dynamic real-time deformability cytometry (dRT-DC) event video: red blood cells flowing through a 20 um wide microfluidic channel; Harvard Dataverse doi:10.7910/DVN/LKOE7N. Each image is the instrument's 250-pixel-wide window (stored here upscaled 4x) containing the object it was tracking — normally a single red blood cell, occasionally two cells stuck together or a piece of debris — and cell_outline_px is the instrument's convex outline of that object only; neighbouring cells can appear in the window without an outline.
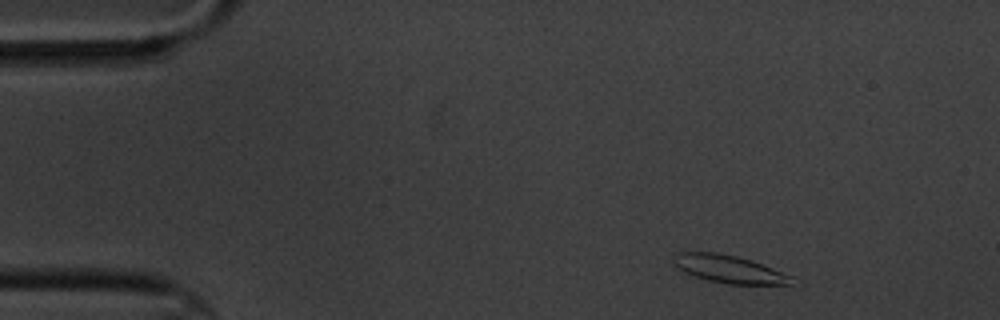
{"species": "common noctule bat (a hibernating species)", "species_latin": "Nyctalus noctula", "temperature_condition": "cold", "stored_images_in_passage": 4, "camera_frame_rate_fps": 3000, "um_per_image_px": 0.085, "animal": {"sex": "male", "body_mass_g": 20.1, "forearm_length_mm": 53.5}, "frame": {"image": 1, "passage_image": 1, "time_ms": 0.0, "image_size_px": [1000, 320], "cell_outline_px": [[796, 280], [792, 284], [728, 284], [708, 280], [684, 272], [672, 260], [680, 252], [716, 252], [736, 256], [752, 260], [792, 276]], "centroid_in_image_um": [62.02, 22.87], "position_along_channel_um": 23.0, "area_um2": 18.79}}
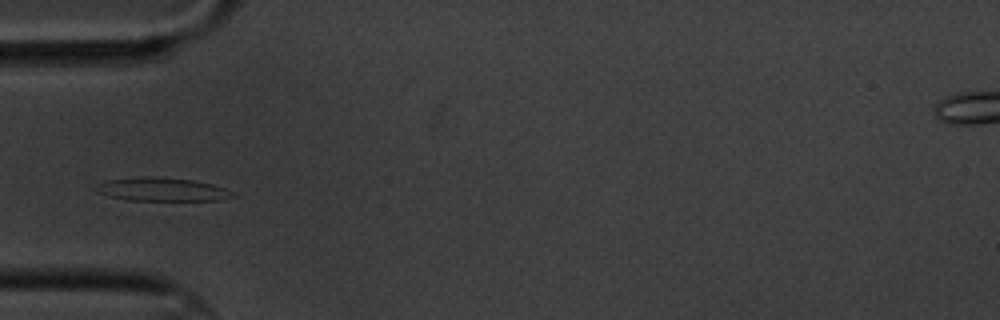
{"frame": {"image": 2, "passage_image": 4, "time_ms": 3.667, "image_size_px": [1000, 320], "cell_outline_px": [[236, 196], [220, 200], [128, 200], [108, 196], [96, 192], [92, 188], [96, 184], [104, 180], [144, 176], [156, 176], [192, 180], [212, 184], [224, 188], [232, 192]], "centroid_in_image_um": [13.69, 16.09], "position_along_channel_um": 71.3, "area_um2": 18.84}}